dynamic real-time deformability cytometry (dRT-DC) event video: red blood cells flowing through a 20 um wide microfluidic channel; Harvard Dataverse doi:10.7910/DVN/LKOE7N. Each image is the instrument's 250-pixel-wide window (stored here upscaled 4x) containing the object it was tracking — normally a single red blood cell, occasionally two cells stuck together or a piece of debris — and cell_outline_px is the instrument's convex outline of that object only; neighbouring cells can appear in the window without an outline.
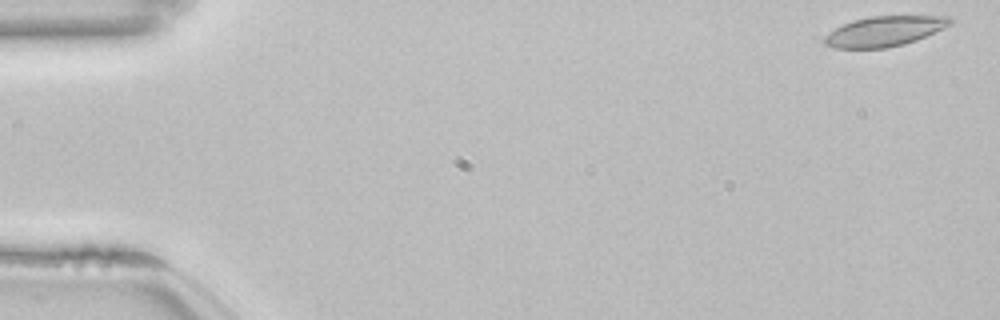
{"species": "common noctule bat (a hibernating species)", "species_latin": "Nyctalus noctula", "temperature_condition": "room temperature", "stored_images_in_passage": 53, "camera_frame_rate_fps": 3000, "um_per_image_px": 0.085, "animal": {"sex": "female", "body_mass_g": 22.7, "forearm_length_mm": 54.2}, "frame": {"image": 1, "passage_image": 1, "time_ms": 0.0, "image_size_px": [1000, 320], "cell_outline_px": [[952, 24], [944, 28], [916, 40], [904, 44], [888, 48], [832, 48], [824, 44], [820, 40], [824, 36], [836, 28], [844, 24], [856, 20], [872, 16], [948, 16], [952, 20]], "centroid_in_image_um": [75.15, 2.67], "position_along_channel_um": 9.8, "area_um2": 21.96}}
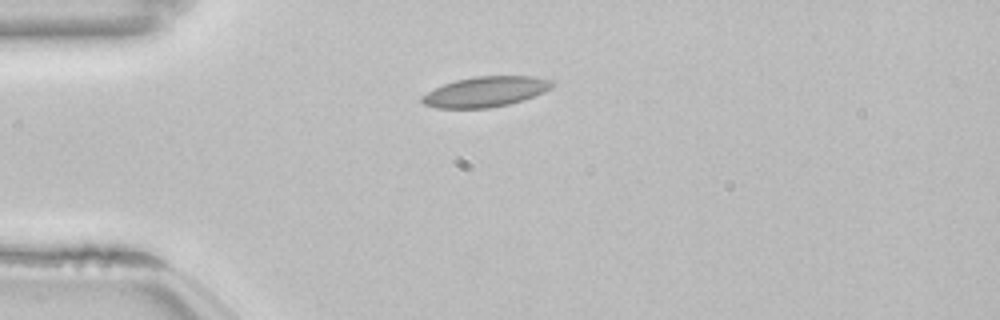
{"frame": {"image": 2, "passage_image": 13, "time_ms": 4.0, "image_size_px": [1000, 320], "cell_outline_px": [[552, 88], [544, 92], [524, 100], [508, 104], [488, 108], [436, 108], [424, 104], [420, 100], [428, 92], [444, 84], [456, 80], [472, 76], [532, 76], [552, 80]], "centroid_in_image_um": [41.29, 7.79], "position_along_channel_um": 43.7, "area_um2": 22.83}}
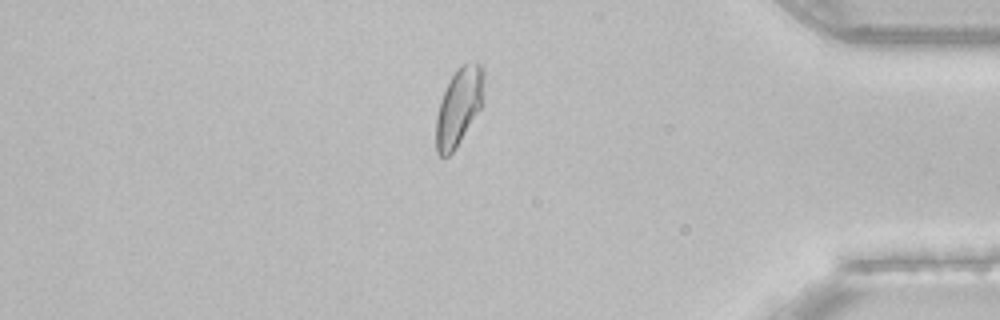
{"frame": {"image": 3, "passage_image": 45, "time_ms": 14.667, "image_size_px": [1000, 320], "cell_outline_px": [[484, 104], [456, 148], [448, 156], [440, 156], [436, 152], [436, 116], [440, 100], [456, 68], [460, 64], [480, 64], [484, 100]], "centroid_in_image_um": [38.98, 9.13], "position_along_channel_um": 396.2, "area_um2": 21.39}, "authors_computed_cell_mechanics": {"area_um2": 21.964, "velocity_mm_per_s": 3.8307, "shape_relaxation_time_tau1_ms": null, "shape_relaxation_time_tau2_ms": 1.4421, "deformation_change_tau1": null, "deformation_change_tau2": 0.0506}}